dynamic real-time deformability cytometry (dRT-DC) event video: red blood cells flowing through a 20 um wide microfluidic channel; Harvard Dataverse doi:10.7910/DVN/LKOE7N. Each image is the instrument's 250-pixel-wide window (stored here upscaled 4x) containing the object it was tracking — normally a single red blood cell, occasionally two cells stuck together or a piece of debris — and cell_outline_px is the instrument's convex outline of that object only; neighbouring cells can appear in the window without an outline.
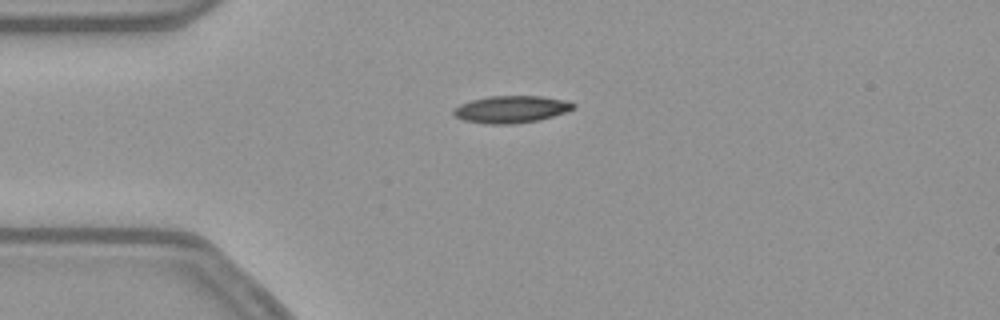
{"species": "common noctule bat (a hibernating species)", "species_latin": "Nyctalus noctula", "temperature_condition": "warm", "stored_images_in_passage": 42, "camera_frame_rate_fps": 3000, "um_per_image_px": 0.085, "animal": {"sex": "female", "body_mass_g": 21.9}, "frame": {"image": 1, "passage_image": 1, "time_ms": 0.0, "image_size_px": [1000, 320], "cell_outline_px": [[576, 108], [540, 120], [512, 124], [484, 124], [464, 120], [456, 116], [452, 112], [460, 104], [472, 100], [488, 96], [540, 96], [564, 100], [576, 104]], "centroid_in_image_um": [43.46, 9.29], "position_along_channel_um": 41.5, "area_um2": 18.84}}
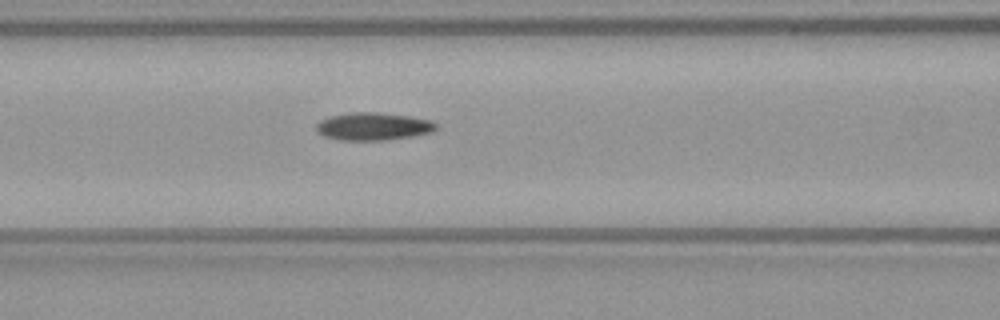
{"frame": {"image": 2, "passage_image": 10, "time_ms": 3.0, "image_size_px": [1000, 320], "cell_outline_px": [[436, 128], [432, 132], [412, 136], [384, 140], [340, 140], [324, 136], [316, 132], [316, 124], [320, 120], [332, 116], [352, 112], [376, 112], [408, 116], [432, 120], [436, 124]], "centroid_in_image_um": [31.7, 10.74], "position_along_channel_um": 134.9, "area_um2": 19.25}}
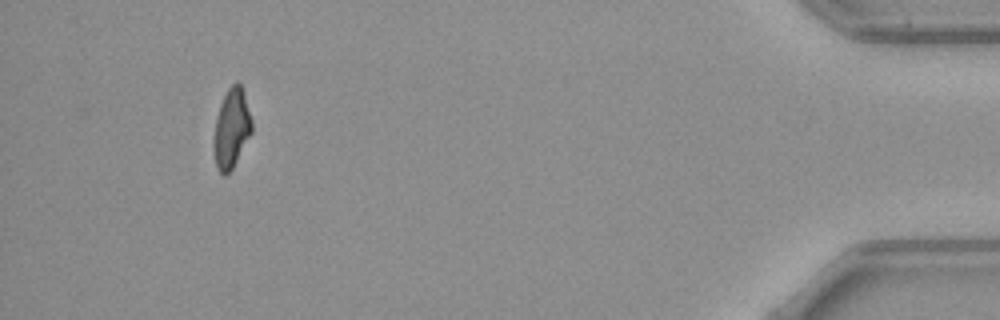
{"frame": {"image": 3, "passage_image": 38, "time_ms": 12.333, "image_size_px": [1000, 320], "cell_outline_px": [[252, 132], [232, 168], [224, 176], [216, 168], [212, 148], [212, 144], [216, 116], [220, 104], [228, 88], [236, 80], [240, 84], [244, 92], [252, 120]], "centroid_in_image_um": [19.65, 10.91], "position_along_channel_um": 415.5, "area_um2": 17.74}, "authors_computed_cell_mechanics": {"area_um2": 18.7272, "velocity_mm_per_s": 3.8131, "shape_relaxation_time_tau1_ms": null, "shape_relaxation_time_tau2_ms": 6.7633, "deformation_change_tau1": null, "deformation_change_tau2": 0.1475}}